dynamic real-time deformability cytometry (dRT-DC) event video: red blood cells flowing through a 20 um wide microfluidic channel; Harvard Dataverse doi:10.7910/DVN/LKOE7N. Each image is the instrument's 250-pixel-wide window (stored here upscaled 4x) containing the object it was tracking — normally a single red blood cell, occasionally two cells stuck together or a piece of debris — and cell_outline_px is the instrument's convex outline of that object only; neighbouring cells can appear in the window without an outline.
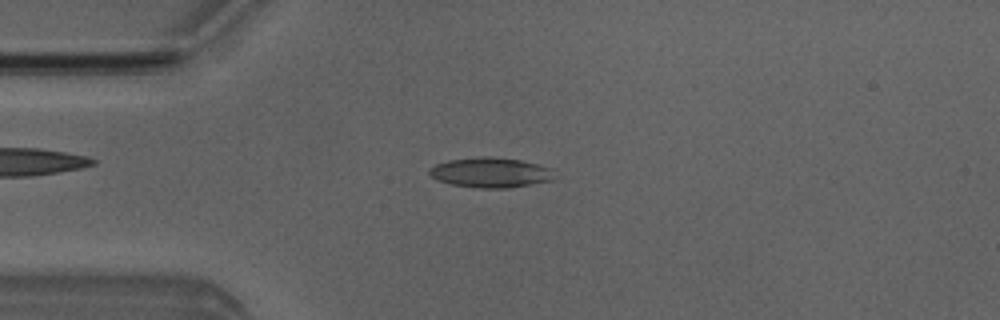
{"species": "Egyptian fruit bat (a non-hibernating species)", "species_latin": "Rousettus aegyptiacus", "temperature_condition": "room temperature", "stored_images_in_passage": 6, "camera_frame_rate_fps": 3000, "um_per_image_px": 0.085, "animal": {"sex": "male"}, "frame": {"image": 1, "passage_image": 4, "time_ms": 3.333, "image_size_px": [1000, 320], "cell_outline_px": [[552, 180], [508, 188], [476, 188], [452, 184], [440, 180], [432, 176], [428, 172], [436, 164], [448, 160], [480, 156], [492, 156], [520, 160], [552, 168]], "centroid_in_image_um": [41.69, 14.66], "position_along_channel_um": 43.3, "area_um2": 21.62}}